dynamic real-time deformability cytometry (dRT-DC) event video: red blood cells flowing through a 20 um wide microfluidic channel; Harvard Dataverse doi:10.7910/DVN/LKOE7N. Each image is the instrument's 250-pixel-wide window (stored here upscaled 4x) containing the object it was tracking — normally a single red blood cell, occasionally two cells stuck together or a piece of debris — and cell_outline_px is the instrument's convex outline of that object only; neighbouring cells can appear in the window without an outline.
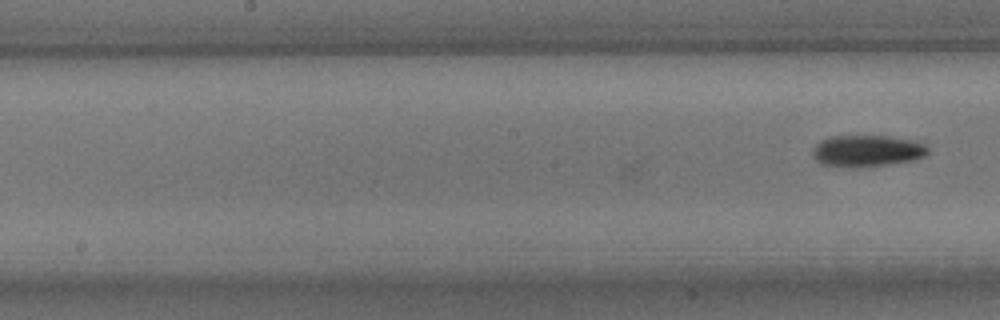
{"species": "common noctule bat (a hibernating species)", "species_latin": "Nyctalus noctula", "temperature_condition": "room temperature", "stored_images_in_passage": 29, "camera_frame_rate_fps": 3000, "um_per_image_px": 0.085, "animal": {"sex": "male", "body_mass_g": 15.6}, "frame": {"image": 1, "passage_image": 29, "time_ms": 9.333, "image_size_px": [1000, 320], "cell_outline_px": [[928, 152], [924, 156], [912, 160], [892, 164], [852, 168], [820, 164], [812, 156], [812, 148], [820, 140], [828, 136], [884, 136], [912, 140], [924, 144], [928, 148]], "centroid_in_image_um": [73.64, 12.83], "position_along_channel_um": 174.6, "area_um2": 21.39}}